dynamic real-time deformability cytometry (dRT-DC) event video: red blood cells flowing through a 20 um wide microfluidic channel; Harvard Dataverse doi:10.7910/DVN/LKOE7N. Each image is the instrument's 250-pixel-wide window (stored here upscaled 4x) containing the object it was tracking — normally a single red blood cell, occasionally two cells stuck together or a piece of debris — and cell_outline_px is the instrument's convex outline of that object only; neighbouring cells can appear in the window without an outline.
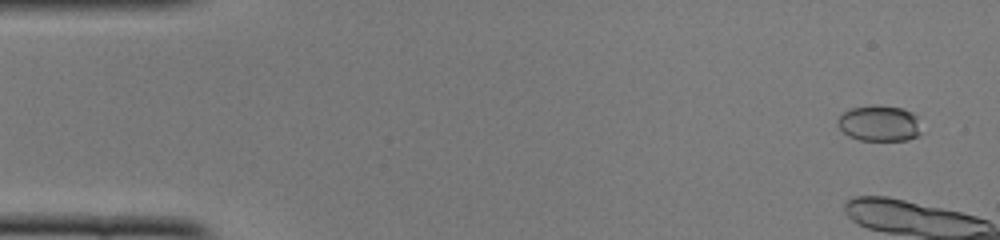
{"species": "common noctule bat (a hibernating species)", "species_latin": "Nyctalus noctula", "temperature_condition": "cold", "stored_images_in_passage": 12, "camera_frame_rate_fps": 3000, "um_per_image_px": 0.085, "animal": {"sex": "female", "body_mass_g": 22.0, "forearm_length_mm": 56.7}, "frame": {"image": 1, "passage_image": 3, "time_ms": 0.667, "image_size_px": [1000, 240], "cell_outline_px": [[924, 132], [908, 140], [860, 140], [848, 136], [840, 128], [836, 120], [848, 108], [872, 104], [904, 108], [912, 112], [916, 116]], "centroid_in_image_um": [74.77, 10.47], "position_along_channel_um": 10.2, "area_um2": 17.86}}